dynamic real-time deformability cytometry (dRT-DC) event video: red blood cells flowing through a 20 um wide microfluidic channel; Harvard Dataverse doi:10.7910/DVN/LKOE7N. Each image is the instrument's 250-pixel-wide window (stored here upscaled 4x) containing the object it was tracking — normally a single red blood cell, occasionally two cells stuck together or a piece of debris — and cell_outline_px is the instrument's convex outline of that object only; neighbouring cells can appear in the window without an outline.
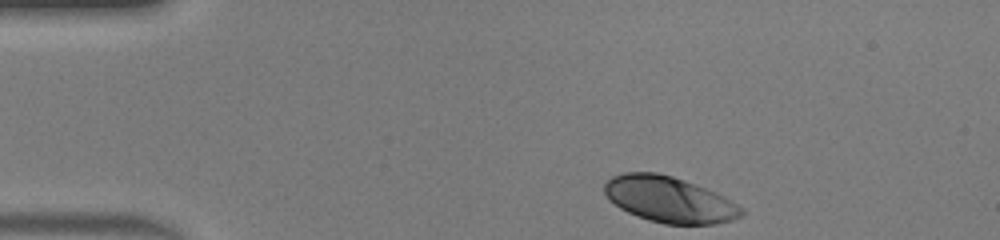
{"species": "human", "species_latin": "Homo sapiens", "temperature_condition": "warm", "stored_images_in_passage": 40, "camera_frame_rate_fps": 3000, "um_per_image_px": 0.085, "donor": {"sex": "male"}, "frame": {"image": 1, "passage_image": 1, "time_ms": 0.0, "image_size_px": [1000, 240], "cell_outline_px": [[744, 212], [740, 216], [732, 220], [716, 224], [664, 224], [648, 220], [628, 212], [620, 208], [604, 192], [604, 184], [612, 176], [624, 172], [656, 172], [672, 176], [696, 184], [716, 192], [724, 196], [744, 208]], "centroid_in_image_um": [56.91, 16.95], "position_along_channel_um": 28.1, "area_um2": 36.59}}
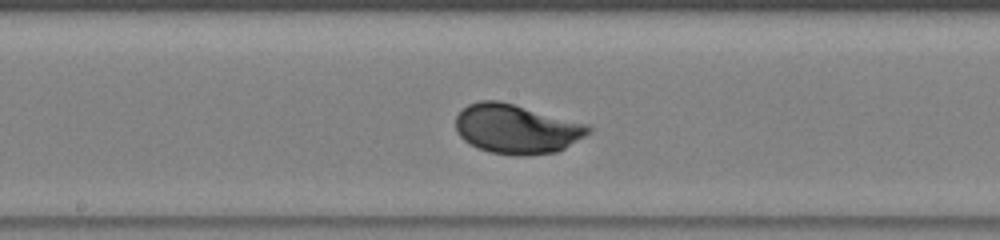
{"frame": {"image": 2, "passage_image": 18, "time_ms": 5.667, "image_size_px": [1000, 240], "cell_outline_px": [[592, 132], [564, 148], [556, 152], [524, 156], [512, 156], [488, 152], [476, 148], [464, 140], [456, 132], [456, 116], [468, 104], [480, 100], [500, 100], [588, 124], [592, 128]], "centroid_in_image_um": [43.9, 10.97], "position_along_channel_um": 204.3, "area_um2": 38.49}}
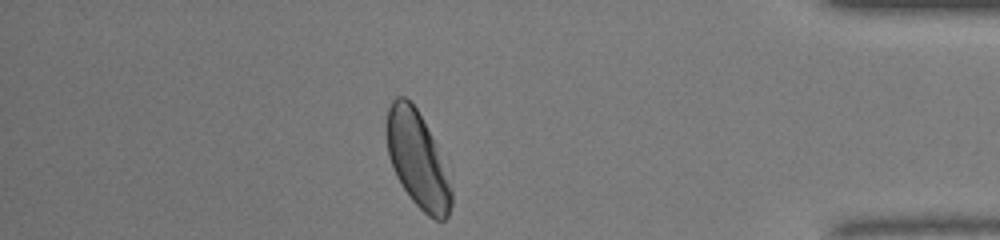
{"frame": {"image": 3, "passage_image": 34, "time_ms": 11.0, "image_size_px": [1000, 240], "cell_outline_px": [[452, 204], [448, 216], [444, 220], [436, 220], [428, 216], [412, 200], [400, 184], [392, 168], [388, 156], [384, 128], [388, 108], [392, 100], [396, 96], [404, 96], [416, 108], [432, 140], [452, 192]], "centroid_in_image_um": [35.4, 13.57], "position_along_channel_um": 399.8, "area_um2": 35.37}, "authors_computed_cell_mechanics": {"area_um2": 37.3966, "velocity_mm_per_s": 4.3388, "shape_relaxation_time_tau1_ms": 2.6167, "shape_relaxation_time_tau2_ms": null, "deformation_change_tau1": 0.1732, "deformation_change_tau2": null}}